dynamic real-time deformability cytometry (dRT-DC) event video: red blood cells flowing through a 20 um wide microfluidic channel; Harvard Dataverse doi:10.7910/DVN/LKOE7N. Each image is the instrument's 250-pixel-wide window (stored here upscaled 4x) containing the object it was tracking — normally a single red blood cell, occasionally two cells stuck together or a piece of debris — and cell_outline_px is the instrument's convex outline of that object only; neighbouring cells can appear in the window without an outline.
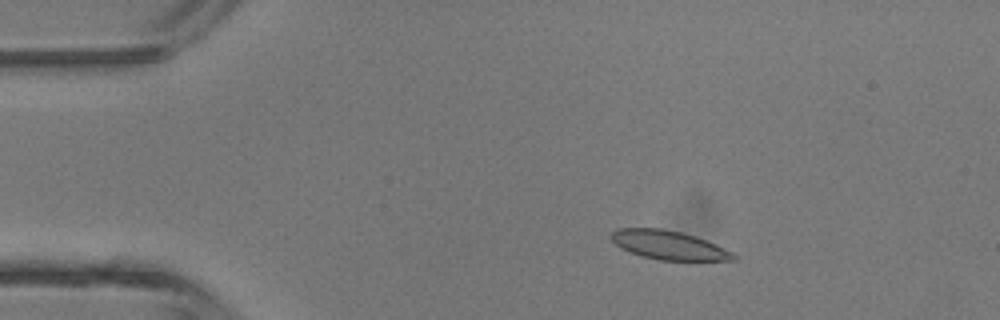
{"species": "common noctule bat (a hibernating species)", "species_latin": "Nyctalus noctula", "temperature_condition": "room temperature", "stored_images_in_passage": 5, "camera_frame_rate_fps": 3000, "um_per_image_px": 0.085, "animal": {"sex": "male", "body_mass_g": 13.3}, "frame": {"image": 1, "passage_image": 3, "time_ms": 2.333, "image_size_px": [1000, 320], "cell_outline_px": [[736, 260], [660, 260], [640, 256], [620, 248], [608, 236], [616, 228], [660, 228], [680, 232], [716, 244], [732, 252], [736, 256]], "centroid_in_image_um": [56.78, 20.83], "position_along_channel_um": 28.2, "area_um2": 20.4}}